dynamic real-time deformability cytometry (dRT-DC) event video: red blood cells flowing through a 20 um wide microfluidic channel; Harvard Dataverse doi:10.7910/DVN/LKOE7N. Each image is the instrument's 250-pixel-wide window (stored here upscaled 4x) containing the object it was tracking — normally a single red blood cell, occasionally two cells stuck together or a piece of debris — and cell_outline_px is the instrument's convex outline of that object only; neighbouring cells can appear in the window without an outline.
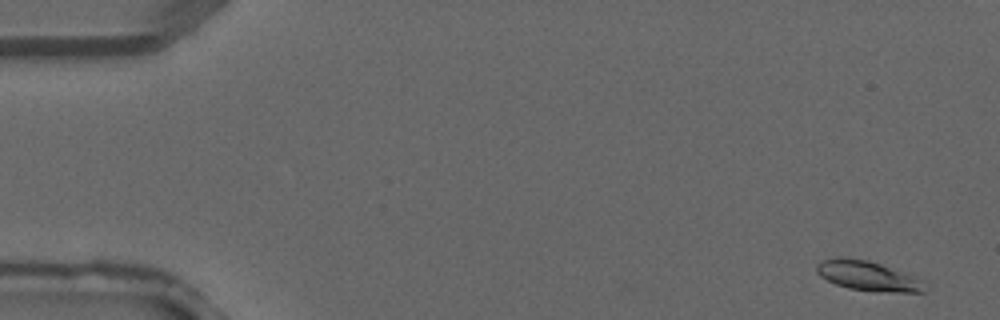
{"species": "common noctule bat (a hibernating species)", "species_latin": "Nyctalus noctula", "temperature_condition": "warm", "stored_images_in_passage": 2, "segment_of_instrument_passage": [2, 2], "camera_frame_rate_fps": 3000, "um_per_image_px": 0.085, "animal": {"sex": "male", "forearm_length_mm": 52.5}, "frame": {"image": 1, "passage_image": 2, "time_ms": 0.333, "image_size_px": [1000, 320], "cell_outline_px": [[924, 292], [872, 292], [848, 288], [836, 284], [820, 276], [816, 272], [816, 264], [820, 260], [836, 256], [840, 256], [868, 260], [880, 264], [908, 276], [916, 280]], "centroid_in_image_um": [73.55, 23.43], "position_along_channel_um": 11.5, "area_um2": 18.15}}